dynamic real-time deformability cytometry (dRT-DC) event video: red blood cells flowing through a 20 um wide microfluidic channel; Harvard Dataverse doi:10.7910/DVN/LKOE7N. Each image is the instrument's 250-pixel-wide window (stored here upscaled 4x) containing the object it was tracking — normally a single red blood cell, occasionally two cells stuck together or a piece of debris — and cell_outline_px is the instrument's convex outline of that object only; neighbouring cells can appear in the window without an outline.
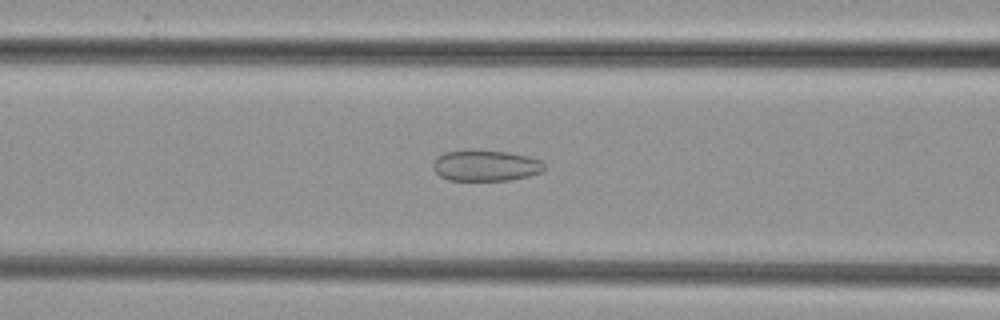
{"species": "common noctule bat (a hibernating species)", "species_latin": "Nyctalus noctula", "temperature_condition": "cold", "stored_images_in_passage": 51, "camera_frame_rate_fps": 3000, "um_per_image_px": 0.085, "animal": {"sex": "female", "body_mass_g": 29.2, "forearm_length_mm": 56.3}, "frame": {"image": 1, "passage_image": 21, "time_ms": 6.667, "image_size_px": [1000, 320], "cell_outline_px": [[544, 168], [540, 172], [528, 176], [508, 180], [448, 180], [440, 176], [432, 168], [432, 164], [444, 152], [508, 152], [528, 156], [540, 160], [544, 164]], "centroid_in_image_um": [41.29, 14.11], "position_along_channel_um": 125.3, "area_um2": 19.36}}
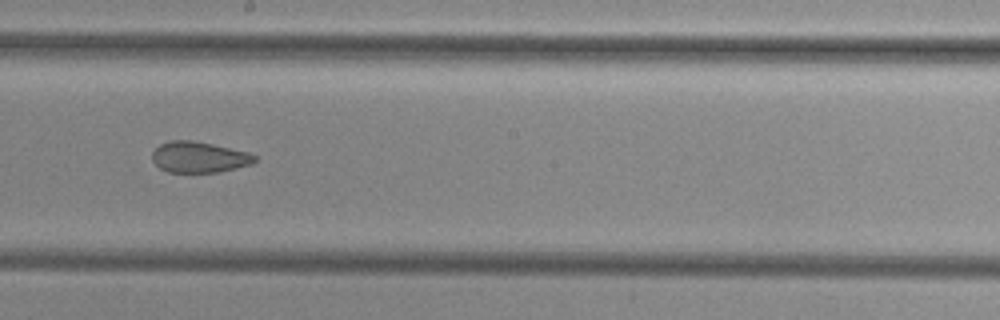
{"frame": {"image": 2, "passage_image": 29, "time_ms": 9.333, "image_size_px": [1000, 320], "cell_outline_px": [[256, 160], [252, 164], [220, 172], [168, 172], [160, 168], [152, 160], [152, 152], [160, 144], [168, 140], [192, 140], [212, 144], [248, 152], [256, 156]], "centroid_in_image_um": [16.91, 13.35], "position_along_channel_um": 231.3, "area_um2": 18.5}}
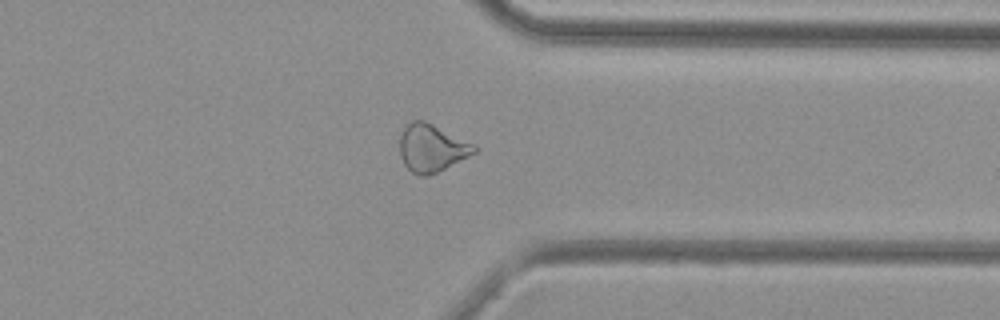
{"frame": {"image": 3, "passage_image": 40, "time_ms": 13.0, "image_size_px": [1000, 320], "cell_outline_px": [[476, 152], [428, 176], [420, 176], [412, 172], [404, 164], [400, 156], [400, 132], [404, 124], [412, 120], [424, 120], [476, 144]], "centroid_in_image_um": [36.66, 12.55], "position_along_channel_um": 374.7, "area_um2": 20.69}}